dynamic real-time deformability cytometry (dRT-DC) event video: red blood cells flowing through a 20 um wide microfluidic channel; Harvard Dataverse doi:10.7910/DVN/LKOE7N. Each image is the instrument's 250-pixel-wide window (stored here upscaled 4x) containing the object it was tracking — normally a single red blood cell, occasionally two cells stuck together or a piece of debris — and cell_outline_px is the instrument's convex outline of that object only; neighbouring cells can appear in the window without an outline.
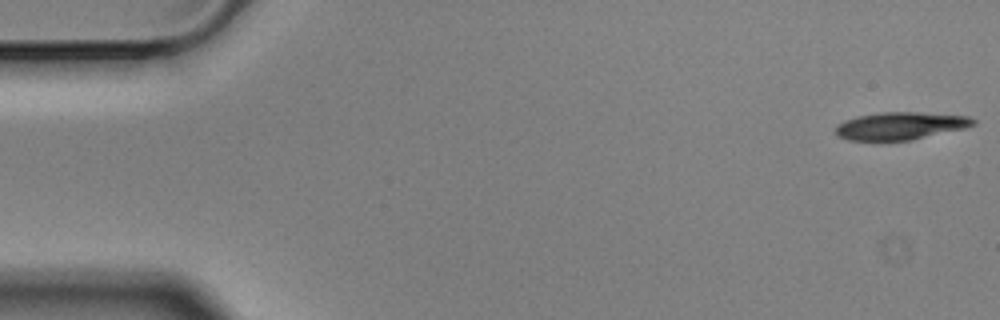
{"species": "Egyptian fruit bat (a non-hibernating species)", "species_latin": "Rousettus aegyptiacus", "temperature_condition": "cold", "stored_images_in_passage": 6, "segment_of_instrument_passage": [1, 2], "camera_frame_rate_fps": 3000, "um_per_image_px": 0.085, "animal": {"sex": "male"}, "frame": {"image": 1, "passage_image": 1, "time_ms": 0.0, "image_size_px": [1000, 320], "cell_outline_px": [[976, 124], [964, 128], [912, 140], [848, 140], [836, 136], [836, 124], [844, 120], [856, 116], [880, 112], [916, 112], [968, 116], [976, 120]], "centroid_in_image_um": [76.5, 10.69], "position_along_channel_um": 8.5, "area_um2": 22.14}}
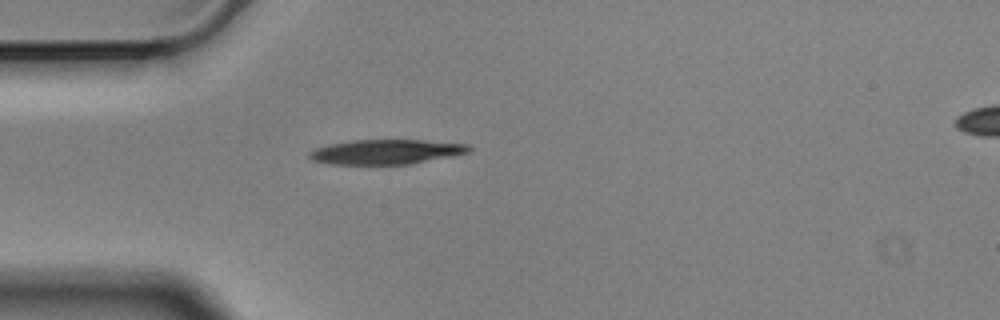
{"frame": {"image": 2, "passage_image": 5, "time_ms": 1.333, "image_size_px": [1000, 320], "cell_outline_px": [[472, 152], [412, 164], [332, 164], [312, 160], [308, 156], [308, 152], [316, 148], [328, 144], [352, 140], [424, 140], [468, 144], [472, 148]], "centroid_in_image_um": [32.85, 12.9], "position_along_channel_um": 52.1, "area_um2": 23.12}}